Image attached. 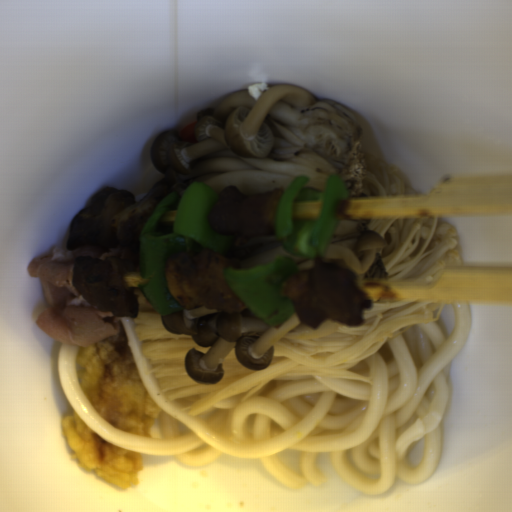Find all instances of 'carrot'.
Wrapping results in <instances>:
<instances>
[{
  "mask_svg": "<svg viewBox=\"0 0 512 512\" xmlns=\"http://www.w3.org/2000/svg\"><path fill=\"white\" fill-rule=\"evenodd\" d=\"M197 124V120L191 122L190 124L186 125L178 134L179 136L186 141L189 142H197L196 136H195V127Z\"/></svg>",
  "mask_w": 512,
  "mask_h": 512,
  "instance_id": "obj_1",
  "label": "carrot"
}]
</instances>
